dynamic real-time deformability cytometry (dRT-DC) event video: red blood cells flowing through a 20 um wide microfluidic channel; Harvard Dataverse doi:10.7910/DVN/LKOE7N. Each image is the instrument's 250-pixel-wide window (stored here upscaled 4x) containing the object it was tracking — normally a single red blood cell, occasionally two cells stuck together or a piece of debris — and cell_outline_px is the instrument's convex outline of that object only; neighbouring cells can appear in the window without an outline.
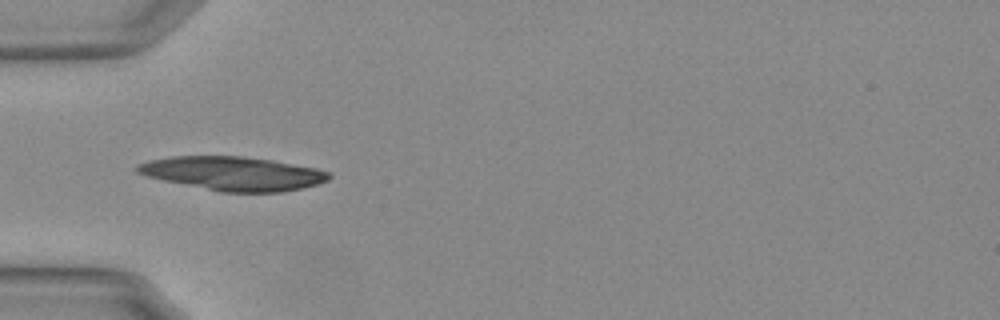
{"species": "Egyptian fruit bat (a non-hibernating species)", "species_latin": "Rousettus aegyptiacus", "temperature_condition": "warm", "stored_images_in_passage": 27, "camera_frame_rate_fps": 3000, "um_per_image_px": 0.085, "animal": {"sex": "female"}, "frame": {"image": 1, "passage_image": 1, "time_ms": 0.0, "image_size_px": [1000, 320], "cell_outline_px": [[332, 176], [328, 180], [316, 184], [300, 188], [280, 192], [220, 192], [164, 180], [148, 176], [136, 172], [136, 164], [152, 160], [172, 156], [240, 156], [272, 160], [316, 168], [328, 172]], "centroid_in_image_um": [19.81, 14.74], "position_along_channel_um": 65.2, "area_um2": 37.4}}
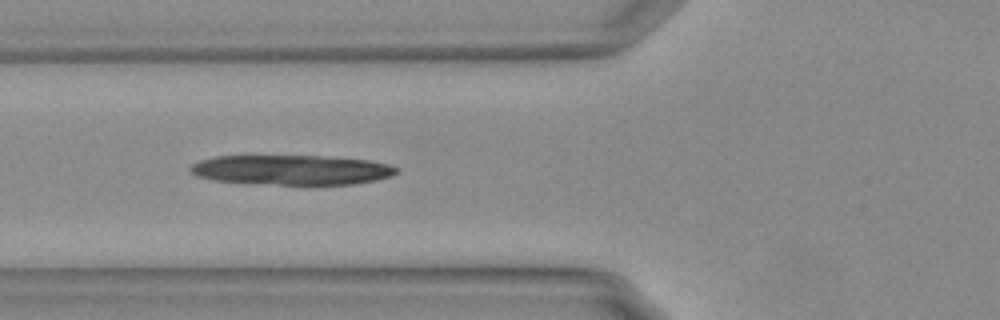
{"frame": {"image": 2, "passage_image": 4, "time_ms": 1.0, "image_size_px": [1000, 320], "cell_outline_px": [[396, 172], [392, 176], [376, 180], [352, 184], [280, 184], [216, 180], [196, 176], [188, 168], [192, 164], [200, 160], [216, 156], [324, 156], [368, 160], [388, 164], [396, 168]], "centroid_in_image_um": [24.79, 14.43], "position_along_channel_um": 101.0, "area_um2": 35.32}}
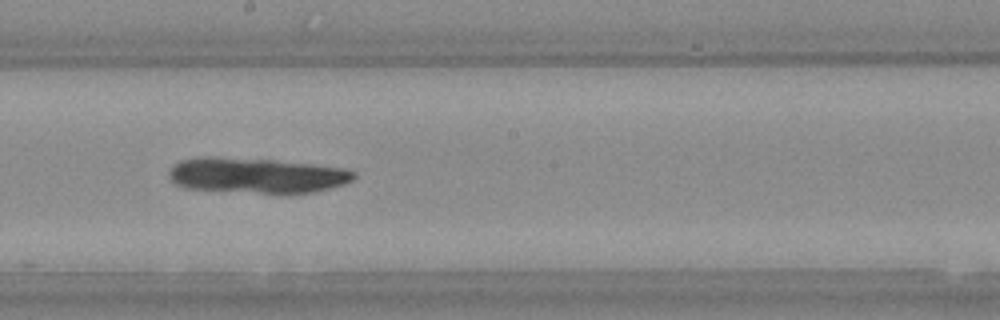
{"frame": {"image": 3, "passage_image": 14, "time_ms": 4.333, "image_size_px": [1000, 320], "cell_outline_px": [[356, 176], [352, 180], [344, 184], [312, 192], [260, 192], [180, 188], [168, 176], [168, 172], [180, 160], [196, 156], [212, 156], [272, 160], [344, 168], [356, 172]], "centroid_in_image_um": [21.75, 14.89], "position_along_channel_um": 226.5, "area_um2": 37.63}}